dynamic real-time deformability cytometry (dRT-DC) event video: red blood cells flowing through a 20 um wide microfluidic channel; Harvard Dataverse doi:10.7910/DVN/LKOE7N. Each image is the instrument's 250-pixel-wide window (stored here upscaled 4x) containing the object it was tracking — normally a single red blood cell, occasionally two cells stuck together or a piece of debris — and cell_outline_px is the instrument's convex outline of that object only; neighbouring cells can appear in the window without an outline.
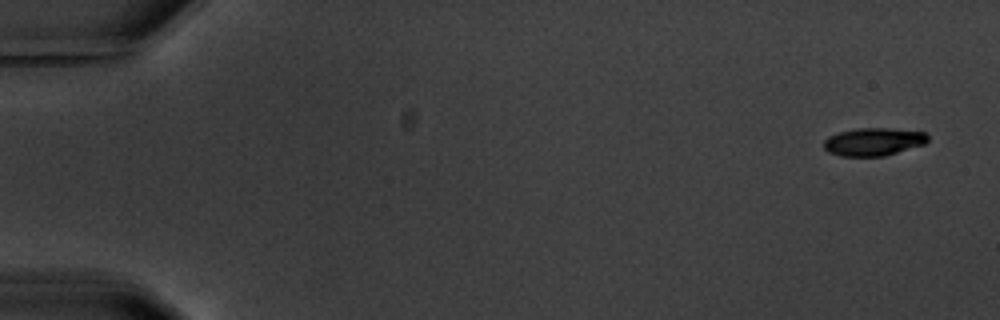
{"species": "common noctule bat (a hibernating species)", "species_latin": "Nyctalus noctula", "temperature_condition": "warm", "stored_images_in_passage": 6, "camera_frame_rate_fps": 3000, "um_per_image_px": 0.085, "animal": {"sex": "male", "body_mass_g": 20.1, "forearm_length_mm": 53.5}, "frame": {"image": 1, "passage_image": 1, "time_ms": 0.0, "image_size_px": [1000, 320], "cell_outline_px": [[928, 140], [924, 144], [884, 156], [840, 156], [828, 152], [824, 148], [824, 140], [828, 136], [840, 132], [856, 128], [892, 128], [924, 132], [928, 136]], "centroid_in_image_um": [74.23, 12.04], "position_along_channel_um": 10.8, "area_um2": 16.88}}
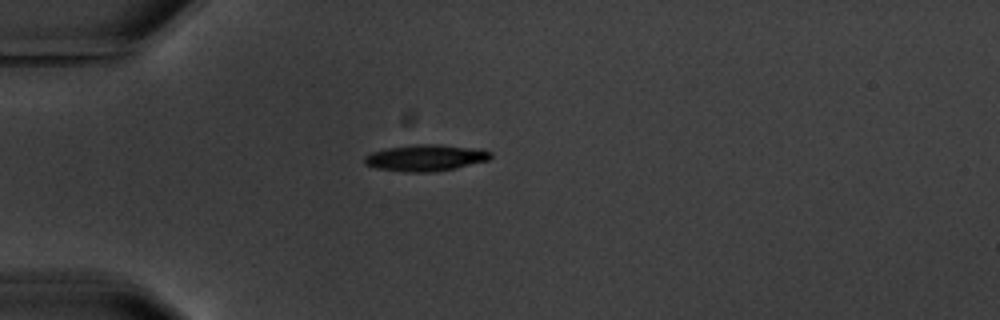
{"frame": {"image": 2, "passage_image": 5, "time_ms": 4.667, "image_size_px": [1000, 320], "cell_outline_px": [[492, 156], [488, 160], [456, 168], [436, 172], [404, 172], [376, 168], [364, 164], [364, 156], [372, 152], [388, 148], [416, 144], [440, 144], [480, 148], [492, 152]], "centroid_in_image_um": [36.2, 13.41], "position_along_channel_um": 48.8, "area_um2": 19.65}}